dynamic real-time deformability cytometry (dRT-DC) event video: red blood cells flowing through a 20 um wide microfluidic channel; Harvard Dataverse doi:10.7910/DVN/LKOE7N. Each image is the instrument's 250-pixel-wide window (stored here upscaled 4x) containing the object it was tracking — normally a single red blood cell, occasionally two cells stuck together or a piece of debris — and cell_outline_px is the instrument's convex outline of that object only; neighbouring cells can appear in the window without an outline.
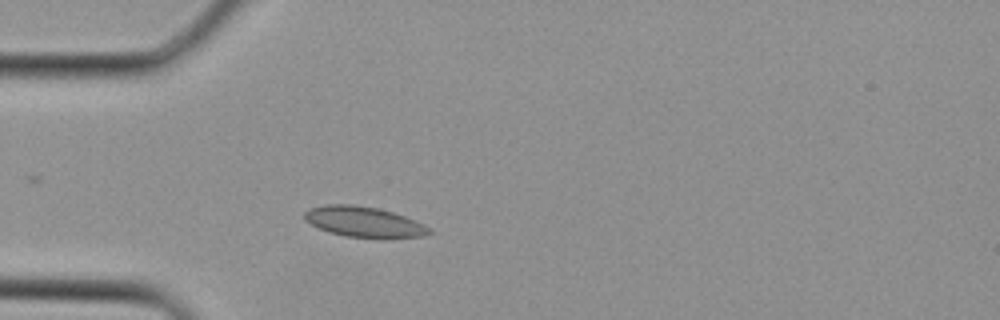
{"species": "Egyptian fruit bat (a non-hibernating species)", "species_latin": "Rousettus aegyptiacus", "temperature_condition": "cold", "stored_images_in_passage": 2, "camera_frame_rate_fps": 3000, "um_per_image_px": 0.085, "animal": {"sex": "female"}, "frame": {"image": 1, "passage_image": 2, "time_ms": 0.333, "image_size_px": [1000, 320], "cell_outline_px": [[432, 232], [424, 236], [384, 240], [380, 240], [344, 236], [328, 232], [304, 220], [304, 212], [308, 208], [324, 204], [352, 204], [380, 208], [404, 216], [424, 224]], "centroid_in_image_um": [30.94, 18.88], "position_along_channel_um": 54.1, "area_um2": 22.83}}